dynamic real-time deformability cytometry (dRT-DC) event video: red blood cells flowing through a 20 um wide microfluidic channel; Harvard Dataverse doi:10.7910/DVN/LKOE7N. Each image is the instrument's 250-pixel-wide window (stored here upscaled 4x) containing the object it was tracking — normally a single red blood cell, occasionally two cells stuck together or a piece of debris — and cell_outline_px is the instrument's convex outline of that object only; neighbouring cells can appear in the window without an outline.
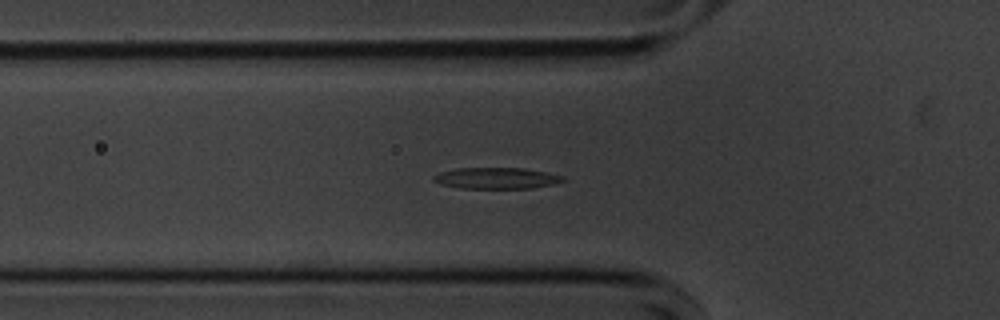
{"species": "common noctule bat (a hibernating species)", "species_latin": "Nyctalus noctula", "temperature_condition": "cold", "stored_images_in_passage": 56, "camera_frame_rate_fps": 3000, "um_per_image_px": 0.085, "animal": {"sex": "male", "body_mass_g": 20.1, "forearm_length_mm": 53.5}, "frame": {"image": 1, "passage_image": 18, "time_ms": 5.667, "image_size_px": [1000, 320], "cell_outline_px": [[564, 180], [556, 184], [532, 188], [460, 188], [440, 184], [432, 180], [432, 176], [440, 172], [456, 168], [524, 168], [564, 176]], "centroid_in_image_um": [42.17, 15.14], "position_along_channel_um": 83.6, "area_um2": 16.01}}
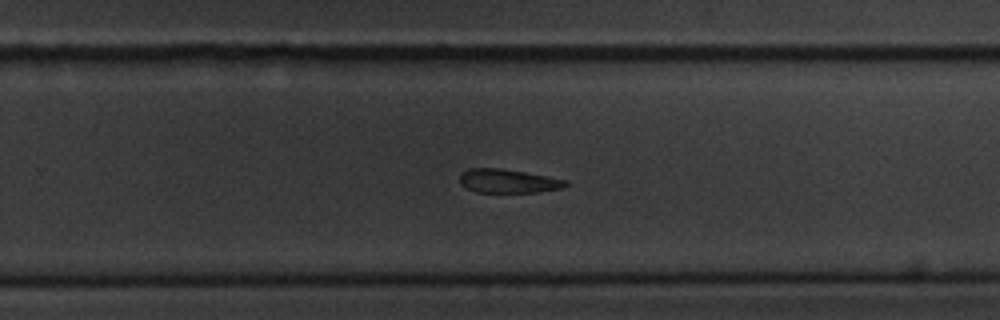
{"frame": {"image": 2, "passage_image": 35, "time_ms": 11.333, "image_size_px": [1000, 320], "cell_outline_px": [[568, 184], [564, 188], [536, 192], [476, 192], [460, 184], [460, 172], [468, 168], [500, 168], [548, 176], [568, 180]], "centroid_in_image_um": [43.19, 15.38], "position_along_channel_um": 286.6, "area_um2": 14.74}}
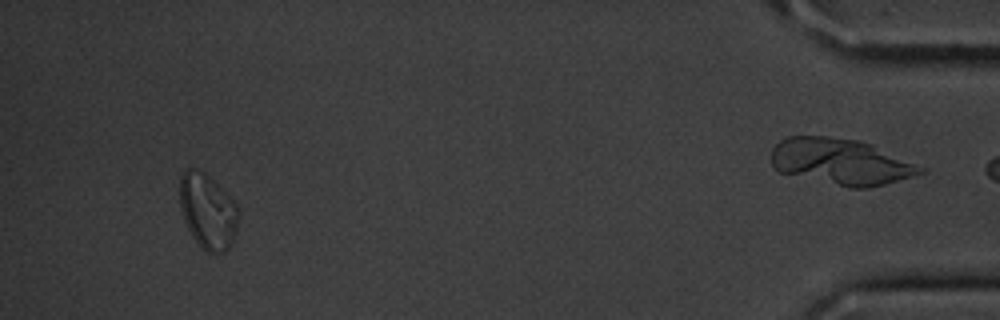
{"frame": {"image": 3, "passage_image": 52, "time_ms": 17.0, "image_size_px": [1000, 320], "cell_outline_px": [[240, 216], [236, 232], [232, 244], [224, 252], [208, 252], [192, 236], [184, 220], [180, 208], [180, 176], [188, 168], [192, 168], [204, 172], [236, 204], [240, 212]], "centroid_in_image_um": [17.67, 17.96], "position_along_channel_um": 417.5, "area_um2": 25.37}, "authors_computed_cell_mechanics": {"area_um2": 16.2996, "velocity_mm_per_s": 3.5767, "shape_relaxation_time_tau1_ms": 5.2924, "shape_relaxation_time_tau2_ms": null, "deformation_change_tau1": 0.142, "deformation_change_tau2": null}}